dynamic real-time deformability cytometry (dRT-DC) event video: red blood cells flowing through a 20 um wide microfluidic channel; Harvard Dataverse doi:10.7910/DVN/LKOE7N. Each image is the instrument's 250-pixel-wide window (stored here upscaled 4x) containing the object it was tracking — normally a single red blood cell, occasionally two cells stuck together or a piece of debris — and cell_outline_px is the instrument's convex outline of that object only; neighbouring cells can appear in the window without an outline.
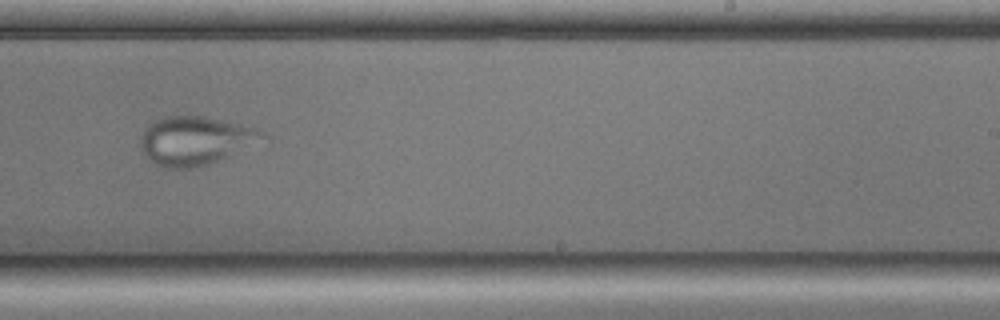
{"species": "common noctule bat (a hibernating species)", "species_latin": "Nyctalus noctula", "temperature_condition": "cold", "stored_images_in_passage": 33, "camera_frame_rate_fps": 3000, "um_per_image_px": 0.085, "animal": {"sex": "male", "body_mass_g": 17.9, "forearm_length_mm": 54.2}, "frame": {"image": 1, "passage_image": 18, "time_ms": 5.667, "image_size_px": [1000, 320], "cell_outline_px": [[272, 144], [196, 168], [164, 168], [148, 160], [144, 156], [140, 148], [140, 136], [144, 128], [148, 124], [164, 116], [204, 116], [260, 128], [268, 132], [272, 140]], "centroid_in_image_um": [16.83, 11.98], "position_along_channel_um": 272.2, "area_um2": 36.76}}